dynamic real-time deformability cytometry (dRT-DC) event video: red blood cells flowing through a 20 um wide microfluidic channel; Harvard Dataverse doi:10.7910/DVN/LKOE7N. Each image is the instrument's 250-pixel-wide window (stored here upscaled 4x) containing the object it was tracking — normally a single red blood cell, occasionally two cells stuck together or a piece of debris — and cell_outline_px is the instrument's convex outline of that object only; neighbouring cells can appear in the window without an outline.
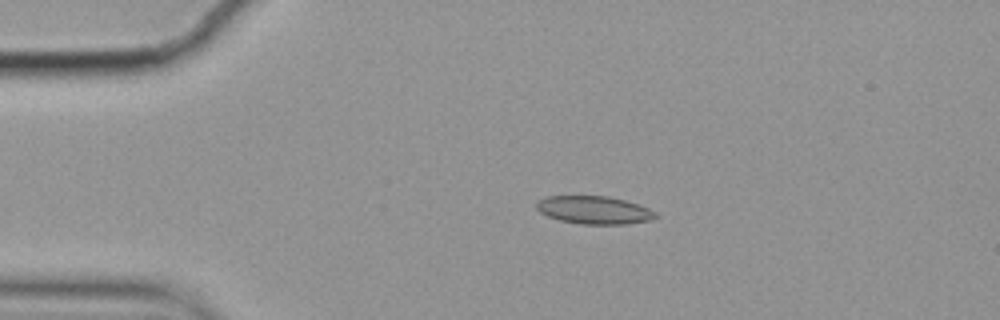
{"species": "common noctule bat (a hibernating species)", "species_latin": "Nyctalus noctula", "temperature_condition": "cold", "stored_images_in_passage": 49, "camera_frame_rate_fps": 3000, "um_per_image_px": 0.085, "animal": {"sex": "female", "body_mass_g": 19.9}, "frame": {"image": 1, "passage_image": 4, "time_ms": 1.0, "image_size_px": [1000, 320], "cell_outline_px": [[660, 216], [648, 220], [624, 224], [580, 224], [560, 220], [548, 216], [540, 212], [536, 208], [536, 200], [544, 196], [608, 196], [640, 204], [656, 212]], "centroid_in_image_um": [50.48, 17.84], "position_along_channel_um": 34.5, "area_um2": 19.48}}
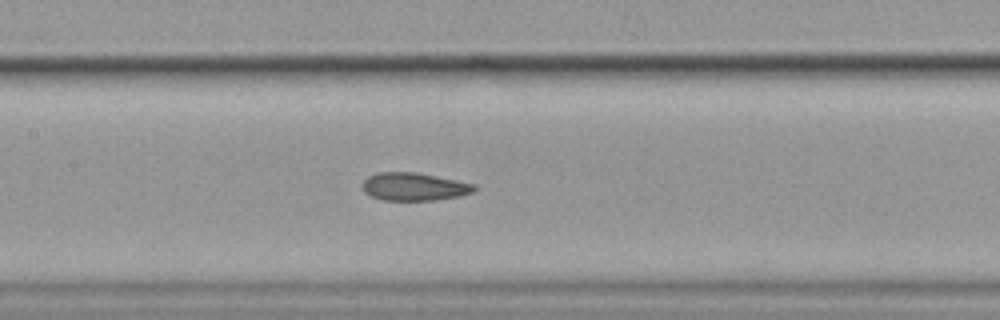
{"frame": {"image": 2, "passage_image": 19, "time_ms": 6.0, "image_size_px": [1000, 320], "cell_outline_px": [[476, 188], [472, 192], [460, 196], [436, 200], [380, 200], [364, 192], [360, 184], [368, 176], [380, 172], [416, 172], [476, 184]], "centroid_in_image_um": [35.17, 15.87], "position_along_channel_um": 172.2, "area_um2": 18.26}}
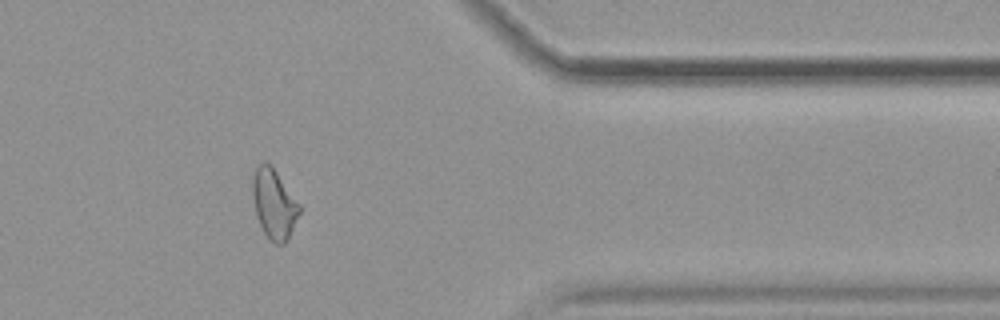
{"frame": {"image": 3, "passage_image": 39, "time_ms": 12.667, "image_size_px": [1000, 320], "cell_outline_px": [[300, 212], [284, 244], [276, 244], [268, 240], [256, 216], [252, 196], [252, 180], [256, 168], [264, 160], [272, 164], [300, 204]], "centroid_in_image_um": [23.27, 17.29], "position_along_channel_um": 388.1, "area_um2": 19.07}, "authors_computed_cell_mechanics": {"area_um2": 19.074, "velocity_mm_per_s": 3.5144, "shape_relaxation_time_tau1_ms": null, "shape_relaxation_time_tau2_ms": 3.2777, "deformation_change_tau1": null, "deformation_change_tau2": 0.0738}}